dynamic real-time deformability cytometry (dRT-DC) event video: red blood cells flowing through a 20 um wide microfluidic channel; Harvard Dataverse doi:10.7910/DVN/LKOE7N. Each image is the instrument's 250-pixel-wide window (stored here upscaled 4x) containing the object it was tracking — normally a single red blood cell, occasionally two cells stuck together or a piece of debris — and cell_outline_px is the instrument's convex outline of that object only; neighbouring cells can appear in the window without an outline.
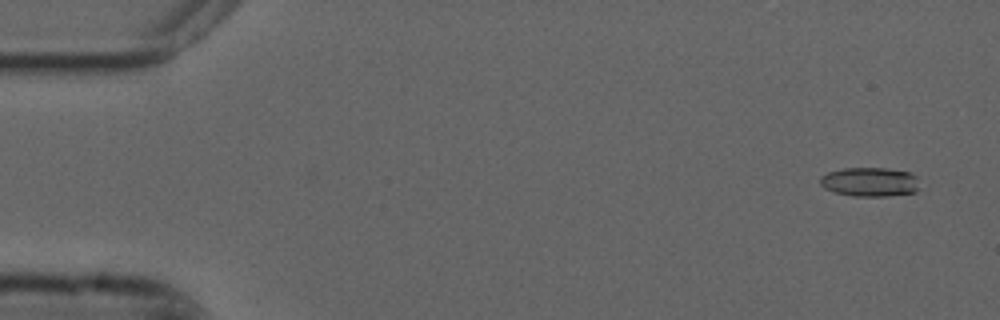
{"species": "common noctule bat (a hibernating species)", "species_latin": "Nyctalus noctula", "temperature_condition": "cold", "stored_images_in_passage": 54, "camera_frame_rate_fps": 3000, "um_per_image_px": 0.085, "animal": {"sex": "male", "forearm_length_mm": 52.5}, "frame": {"image": 1, "passage_image": 3, "time_ms": 0.667, "image_size_px": [1000, 320], "cell_outline_px": [[916, 192], [884, 196], [852, 196], [836, 192], [824, 188], [820, 184], [820, 176], [828, 172], [844, 168], [884, 168], [912, 172], [916, 176]], "centroid_in_image_um": [73.9, 15.45], "position_along_channel_um": 11.1, "area_um2": 16.76}}
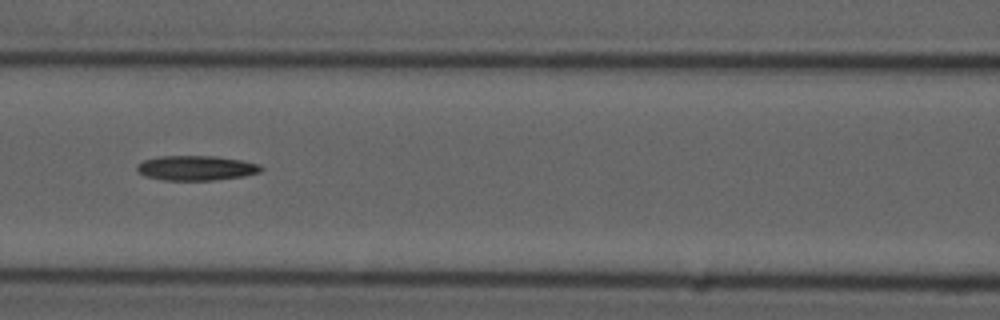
{"frame": {"image": 2, "passage_image": 24, "time_ms": 7.667, "image_size_px": [1000, 320], "cell_outline_px": [[264, 168], [260, 172], [244, 176], [212, 180], [164, 180], [144, 176], [136, 168], [136, 164], [144, 160], [160, 156], [216, 156], [240, 160], [260, 164]], "centroid_in_image_um": [16.68, 14.28], "position_along_channel_um": 149.9, "area_um2": 17.92}}
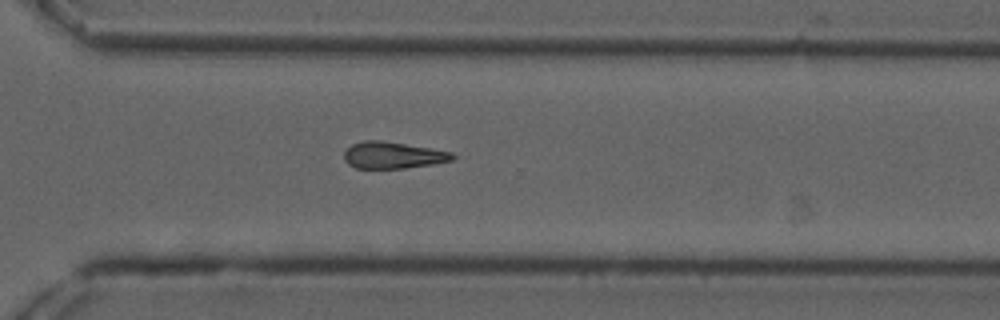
{"frame": {"image": 3, "passage_image": 39, "time_ms": 12.667, "image_size_px": [1000, 320], "cell_outline_px": [[456, 156], [452, 160], [436, 164], [404, 168], [356, 168], [348, 164], [344, 160], [344, 152], [352, 144], [364, 140], [380, 140], [452, 152]], "centroid_in_image_um": [33.39, 13.2], "position_along_channel_um": 337.2, "area_um2": 16.76}}